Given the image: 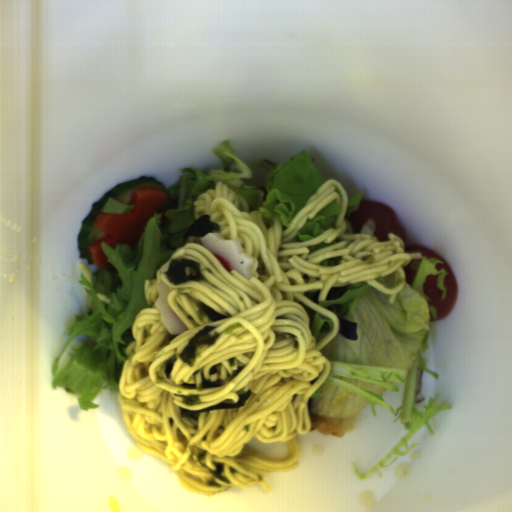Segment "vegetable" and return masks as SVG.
<instances>
[{"instance_id":"vegetable-1","label":"vegetable","mask_w":512,"mask_h":512,"mask_svg":"<svg viewBox=\"0 0 512 512\" xmlns=\"http://www.w3.org/2000/svg\"><path fill=\"white\" fill-rule=\"evenodd\" d=\"M213 156L219 159L220 168L205 173L187 167L166 188L165 200L134 247L118 244L113 249L101 242L105 268L91 271L80 263L78 282L92 304L71 324L70 335L53 363L51 382L54 390L80 394L77 401L83 411L99 407L95 399L101 390L118 392L125 348L134 338L135 317L143 308L152 307L146 300L145 281L157 277L167 259L186 244L183 235L196 221L193 202L201 194L224 182L245 198L250 211L262 212L267 229L273 218H279L283 231L327 181L305 149L287 163L264 159L247 163L234 155L225 138Z\"/></svg>"},{"instance_id":"vegetable-2","label":"vegetable","mask_w":512,"mask_h":512,"mask_svg":"<svg viewBox=\"0 0 512 512\" xmlns=\"http://www.w3.org/2000/svg\"><path fill=\"white\" fill-rule=\"evenodd\" d=\"M441 261L430 257L411 259L403 268L405 284L398 291L393 304L391 296L363 282L331 287L325 300H318L319 291L306 290L303 294L310 301L328 308L334 314L356 322V340L336 336L318 352L330 364L325 381L307 400L310 430L324 435L343 437L356 425L357 417L370 405L385 407L406 430L405 435L369 471L360 474L362 481L380 471L394 456H406L421 442H408L426 426L435 434L429 420L442 411L452 409L443 400L435 402L438 395L430 396L424 413L417 409L425 401L421 391L425 372L439 380L438 373L427 368L423 356L429 348V334L437 317L430 298L424 294L423 285L428 276L439 275L437 286L446 297ZM308 432V433H309Z\"/></svg>"},{"instance_id":"vegetable-3","label":"vegetable","mask_w":512,"mask_h":512,"mask_svg":"<svg viewBox=\"0 0 512 512\" xmlns=\"http://www.w3.org/2000/svg\"><path fill=\"white\" fill-rule=\"evenodd\" d=\"M342 211L337 202L332 200L314 217L307 219L296 233L294 241L296 243L307 242L322 236L328 229L335 227L337 217Z\"/></svg>"},{"instance_id":"vegetable-4","label":"vegetable","mask_w":512,"mask_h":512,"mask_svg":"<svg viewBox=\"0 0 512 512\" xmlns=\"http://www.w3.org/2000/svg\"><path fill=\"white\" fill-rule=\"evenodd\" d=\"M300 305L303 306L307 312L309 330L318 343L331 332L333 328L332 320L318 313L303 302Z\"/></svg>"},{"instance_id":"vegetable-5","label":"vegetable","mask_w":512,"mask_h":512,"mask_svg":"<svg viewBox=\"0 0 512 512\" xmlns=\"http://www.w3.org/2000/svg\"><path fill=\"white\" fill-rule=\"evenodd\" d=\"M361 200H363V197L360 190L354 196L347 197V206L343 218V220L346 222L344 233L368 234L372 236L375 230V224L372 220H368L367 222H365L362 225L361 230L354 229L349 220L350 214L353 211L358 210Z\"/></svg>"},{"instance_id":"vegetable-6","label":"vegetable","mask_w":512,"mask_h":512,"mask_svg":"<svg viewBox=\"0 0 512 512\" xmlns=\"http://www.w3.org/2000/svg\"><path fill=\"white\" fill-rule=\"evenodd\" d=\"M340 242H341V238L337 237L332 242L320 241L319 243H317L314 246H307V248H308V251L311 253V252H316L320 248H324V247H329V246H333V245H336V244H340Z\"/></svg>"},{"instance_id":"vegetable-7","label":"vegetable","mask_w":512,"mask_h":512,"mask_svg":"<svg viewBox=\"0 0 512 512\" xmlns=\"http://www.w3.org/2000/svg\"><path fill=\"white\" fill-rule=\"evenodd\" d=\"M341 257L328 258L326 260L321 261L320 265L323 266H336L340 265Z\"/></svg>"}]
</instances>
